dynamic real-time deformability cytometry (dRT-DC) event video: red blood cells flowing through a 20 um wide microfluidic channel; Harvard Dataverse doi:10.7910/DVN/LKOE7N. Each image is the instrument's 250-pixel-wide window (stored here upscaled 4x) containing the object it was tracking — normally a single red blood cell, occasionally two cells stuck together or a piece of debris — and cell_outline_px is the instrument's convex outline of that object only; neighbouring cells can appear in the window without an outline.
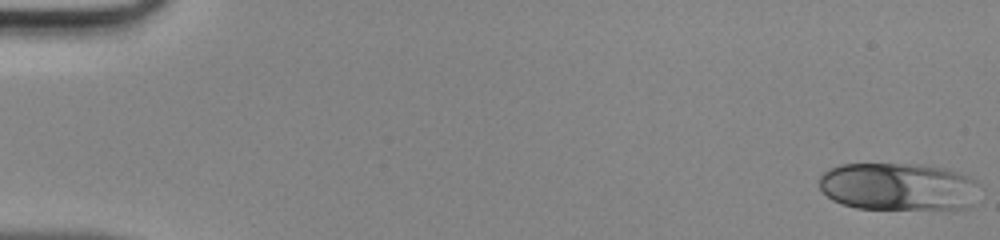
{"species": "human", "species_latin": "Homo sapiens", "temperature_condition": "room temperature", "stored_images_in_passage": 47, "camera_frame_rate_fps": 3000, "um_per_image_px": 0.085, "donor": {"sex": "male"}, "frame": {"image": 1, "passage_image": 1, "time_ms": 0.0, "image_size_px": [1000, 240], "cell_outline_px": [[976, 184], [972, 204], [968, 208], [952, 212], [856, 208], [832, 200], [820, 188], [820, 176], [824, 172], [840, 164], [916, 164], [944, 168], [968, 176], [976, 180]], "centroid_in_image_um": [76.39, 15.92], "position_along_channel_um": 8.6, "area_um2": 45.49}}
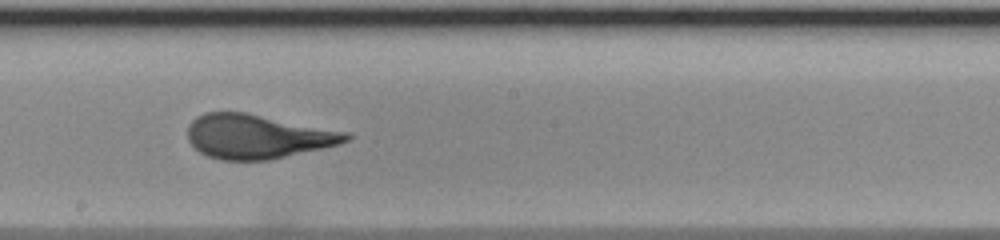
{"frame": {"image": 2, "passage_image": 27, "time_ms": 8.667, "image_size_px": [1000, 240], "cell_outline_px": [[352, 136], [348, 140], [340, 144], [268, 160], [220, 160], [208, 156], [200, 152], [188, 140], [188, 124], [196, 116], [204, 112], [244, 112], [352, 132]], "centroid_in_image_um": [21.9, 11.59], "position_along_channel_um": 226.3, "area_um2": 40.92}}
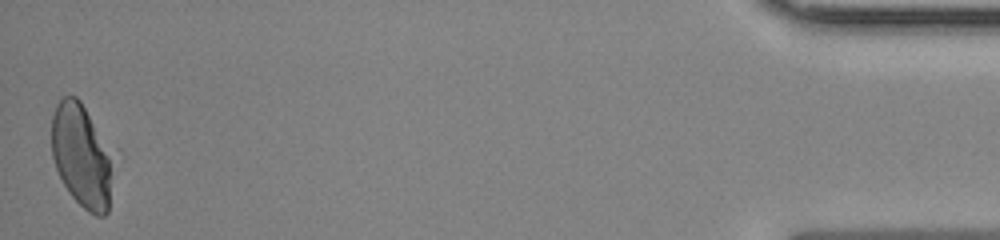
{"frame": {"image": 3, "passage_image": 47, "time_ms": 15.333, "image_size_px": [1000, 240], "cell_outline_px": [[108, 212], [104, 216], [96, 216], [88, 212], [68, 192], [56, 168], [52, 156], [52, 116], [56, 104], [64, 96], [76, 96], [80, 100], [108, 156]], "centroid_in_image_um": [6.81, 13.26], "position_along_channel_um": 428.4, "area_um2": 34.51}}